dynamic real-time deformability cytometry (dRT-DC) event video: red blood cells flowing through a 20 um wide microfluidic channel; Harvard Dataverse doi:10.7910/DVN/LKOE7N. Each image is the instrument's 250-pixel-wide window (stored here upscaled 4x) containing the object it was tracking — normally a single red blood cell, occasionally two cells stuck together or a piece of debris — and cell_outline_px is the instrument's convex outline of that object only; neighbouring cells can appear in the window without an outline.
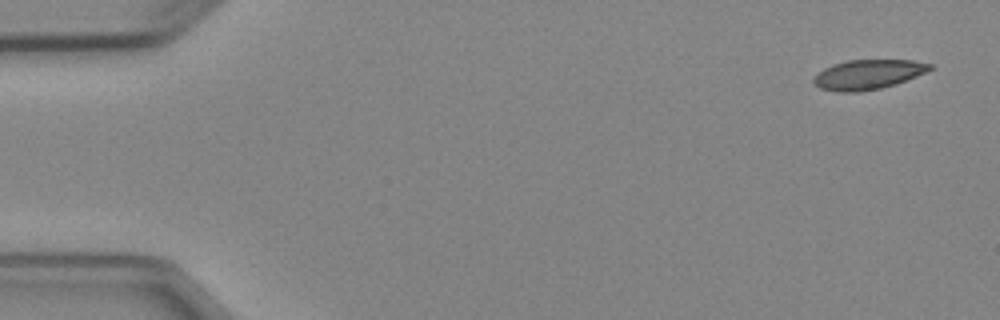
{"species": "Egyptian fruit bat (a non-hibernating species)", "species_latin": "Rousettus aegyptiacus", "temperature_condition": "cold", "stored_images_in_passage": 5, "camera_frame_rate_fps": 3000, "um_per_image_px": 0.085, "animal": {"sex": "female"}, "frame": {"image": 1, "passage_image": 1, "time_ms": 0.0, "image_size_px": [1000, 320], "cell_outline_px": [[932, 68], [916, 76], [896, 84], [880, 88], [860, 92], [836, 92], [820, 88], [812, 80], [816, 72], [832, 64], [848, 60], [912, 60], [932, 64]], "centroid_in_image_um": [73.73, 6.33], "position_along_channel_um": 11.3, "area_um2": 20.11}}